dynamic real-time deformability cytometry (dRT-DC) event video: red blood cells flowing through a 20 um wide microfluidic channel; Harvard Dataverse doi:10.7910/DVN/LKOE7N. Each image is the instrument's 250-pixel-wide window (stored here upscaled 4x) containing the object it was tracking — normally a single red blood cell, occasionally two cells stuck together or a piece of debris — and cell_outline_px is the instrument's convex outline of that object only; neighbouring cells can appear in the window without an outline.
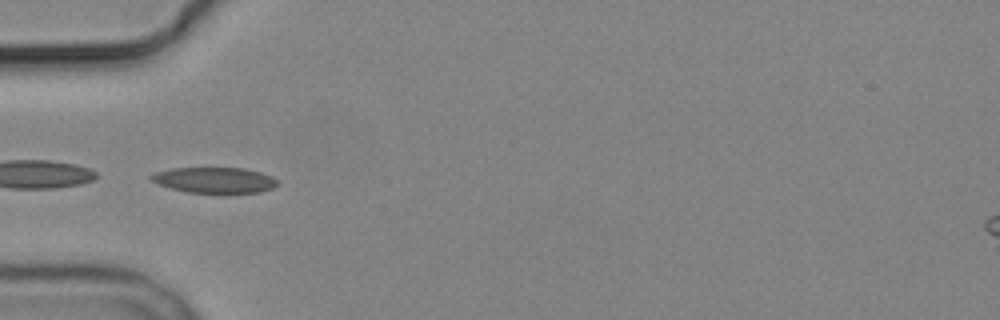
{"species": "common noctule bat (a hibernating species)", "species_latin": "Nyctalus noctula", "temperature_condition": "cold", "stored_images_in_passage": 8, "camera_frame_rate_fps": 3000, "um_per_image_px": 0.085, "animal": {"sex": "male", "body_mass_g": 19.2, "forearm_length_mm": 51.8}, "frame": {"image": 1, "passage_image": 4, "time_ms": 4.333, "image_size_px": [1000, 320], "cell_outline_px": [[280, 184], [272, 188], [260, 192], [228, 196], [224, 196], [188, 192], [156, 184], [148, 176], [156, 172], [172, 168], [244, 168], [260, 172], [272, 176]], "centroid_in_image_um": [18.28, 15.36], "position_along_channel_um": 66.7, "area_um2": 19.83}}
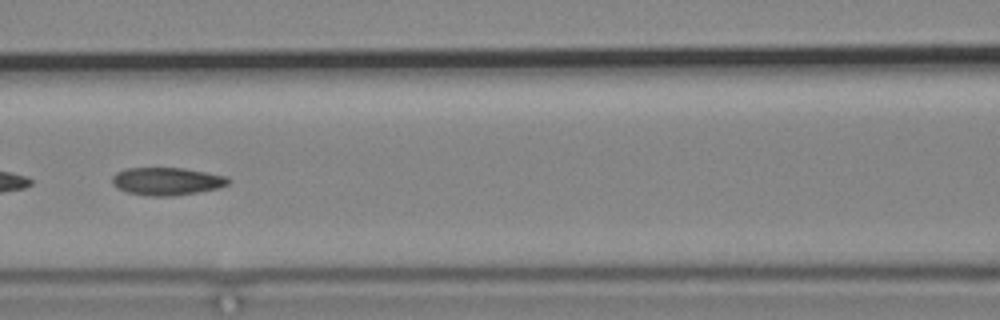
{"frame": {"image": 2, "passage_image": 6, "time_ms": 6.667, "image_size_px": [1000, 320], "cell_outline_px": [[232, 180], [228, 184], [216, 188], [196, 192], [168, 196], [148, 196], [128, 192], [116, 188], [112, 184], [112, 176], [116, 172], [128, 168], [184, 168], [228, 176]], "centroid_in_image_um": [14.17, 15.4], "position_along_channel_um": 152.4, "area_um2": 18.73}}
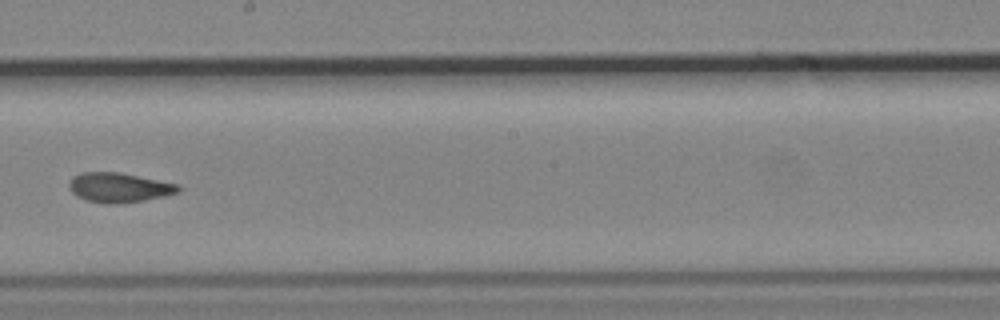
{"frame": {"image": 3, "passage_image": 8, "time_ms": 9.0, "image_size_px": [1000, 320], "cell_outline_px": [[180, 192], [164, 196], [144, 200], [120, 204], [108, 204], [84, 200], [76, 196], [72, 192], [68, 184], [72, 176], [80, 172], [120, 172], [180, 184]], "centroid_in_image_um": [10.11, 15.94], "position_along_channel_um": 238.1, "area_um2": 19.13}}